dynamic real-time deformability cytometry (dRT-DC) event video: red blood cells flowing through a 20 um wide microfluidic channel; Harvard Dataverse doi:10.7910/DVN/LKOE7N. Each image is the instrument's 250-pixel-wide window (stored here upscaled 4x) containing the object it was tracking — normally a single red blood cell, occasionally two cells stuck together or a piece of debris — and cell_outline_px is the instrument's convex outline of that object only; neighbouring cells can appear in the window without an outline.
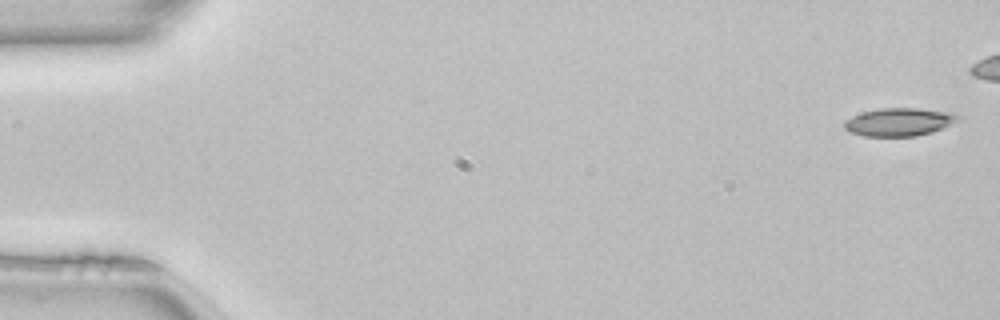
{"species": "common noctule bat (a hibernating species)", "species_latin": "Nyctalus noctula", "temperature_condition": "room temperature", "stored_images_in_passage": 43, "camera_frame_rate_fps": 3000, "um_per_image_px": 0.085, "animal": {"sex": "female", "body_mass_g": 22.7, "forearm_length_mm": 54.2}, "frame": {"image": 1, "passage_image": 1, "time_ms": 0.0, "image_size_px": [1000, 320], "cell_outline_px": [[960, 120], [932, 132], [916, 136], [864, 136], [848, 132], [844, 128], [844, 120], [852, 116], [864, 112], [880, 108], [920, 108], [952, 112], [960, 116]], "centroid_in_image_um": [76.42, 10.36], "position_along_channel_um": 8.6, "area_um2": 18.67}}